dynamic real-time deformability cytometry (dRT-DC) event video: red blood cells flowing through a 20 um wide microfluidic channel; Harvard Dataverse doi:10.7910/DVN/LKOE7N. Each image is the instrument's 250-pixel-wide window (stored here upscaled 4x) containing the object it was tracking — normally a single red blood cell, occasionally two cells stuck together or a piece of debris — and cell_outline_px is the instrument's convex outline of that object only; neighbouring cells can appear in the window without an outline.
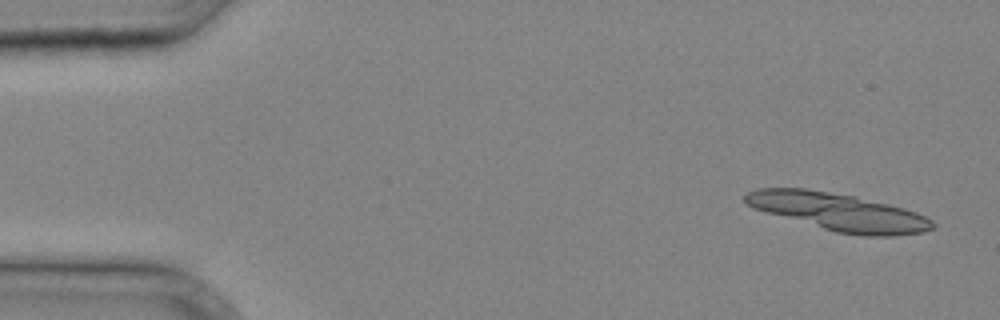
{"species": "common noctule bat (a hibernating species)", "species_latin": "Nyctalus noctula", "temperature_condition": "cold", "stored_images_in_passage": 21, "camera_frame_rate_fps": 3000, "um_per_image_px": 0.085, "animal": {"sex": "male", "body_mass_g": 20.4}, "frame": {"image": 1, "passage_image": 1, "time_ms": 0.0, "image_size_px": [1000, 320], "cell_outline_px": [[924, 228], [912, 232], [844, 232], [832, 228], [824, 224], [860, 204], [876, 204], [896, 208], [920, 216]], "centroid_in_image_um": [74.49, 18.71], "position_along_channel_um": 10.5, "area_um2": 14.74}}
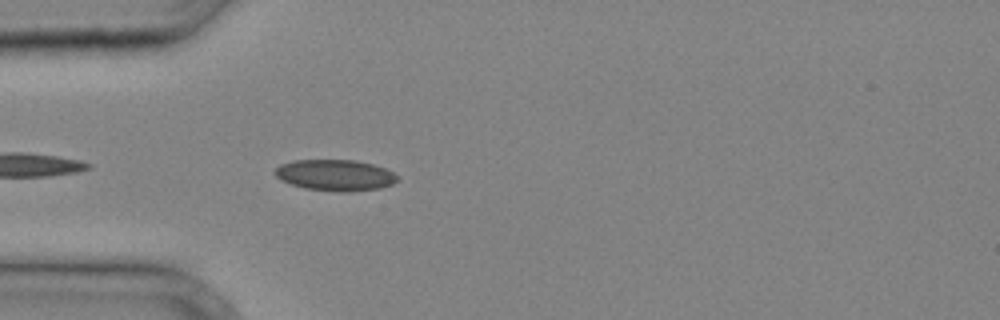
{"frame": {"image": 2, "passage_image": 10, "time_ms": 3.0, "image_size_px": [1000, 320], "cell_outline_px": [[392, 180], [384, 184], [364, 188], [316, 188], [300, 184], [288, 180], [280, 176], [280, 168], [292, 164], [316, 160], [336, 160], [364, 164], [376, 168]], "centroid_in_image_um": [28.38, 14.84], "position_along_channel_um": 56.6, "area_um2": 17.28}}
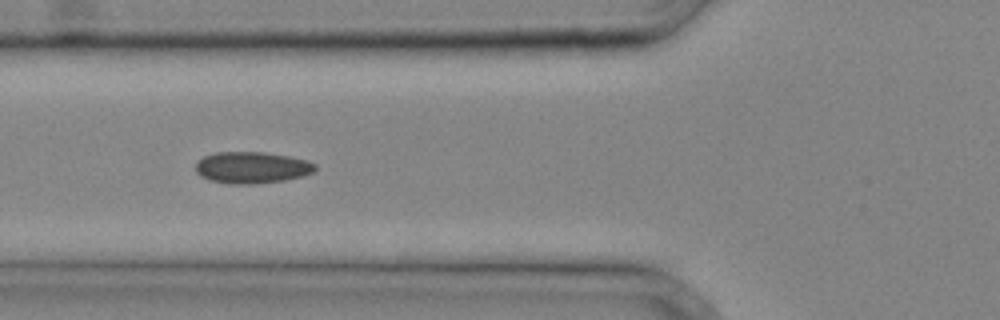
{"frame": {"image": 3, "passage_image": 13, "time_ms": 4.0, "image_size_px": [1000, 320], "cell_outline_px": [[312, 168], [304, 172], [288, 176], [264, 180], [224, 180], [208, 176], [200, 168], [200, 164], [204, 160], [212, 156], [272, 156], [292, 160], [308, 164]], "centroid_in_image_um": [21.36, 14.25], "position_along_channel_um": 104.4, "area_um2": 15.55}}